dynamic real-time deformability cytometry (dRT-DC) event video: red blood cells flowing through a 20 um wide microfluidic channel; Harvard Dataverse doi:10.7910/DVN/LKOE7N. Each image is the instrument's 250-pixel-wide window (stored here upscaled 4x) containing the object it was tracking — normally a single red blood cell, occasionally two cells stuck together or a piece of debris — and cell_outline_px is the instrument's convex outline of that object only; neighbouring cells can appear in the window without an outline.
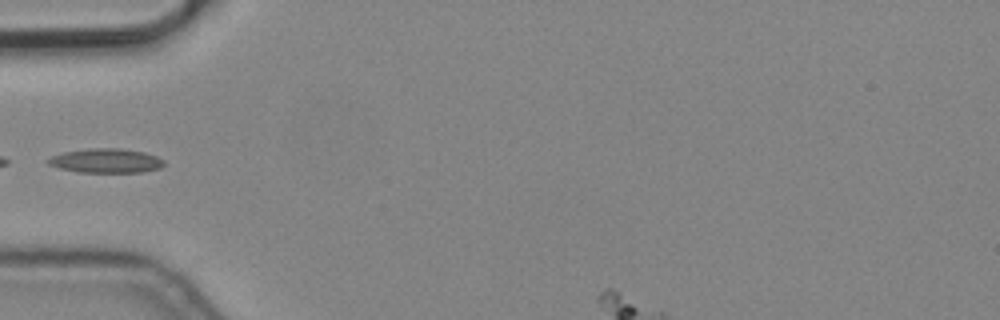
{"species": "common noctule bat (a hibernating species)", "species_latin": "Nyctalus noctula", "temperature_condition": "cold", "stored_images_in_passage": 4, "camera_frame_rate_fps": 3000, "um_per_image_px": 0.085, "animal": {"sex": "male", "body_mass_g": 19.2, "forearm_length_mm": 51.8}, "frame": {"image": 1, "passage_image": 3, "time_ms": 0.667, "image_size_px": [1000, 320], "cell_outline_px": [[164, 164], [160, 168], [140, 172], [80, 172], [60, 168], [48, 164], [44, 160], [52, 156], [64, 152], [88, 148], [120, 148], [144, 152], [156, 156], [164, 160]], "centroid_in_image_um": [8.99, 13.65], "position_along_channel_um": 76.0, "area_um2": 16.36}}
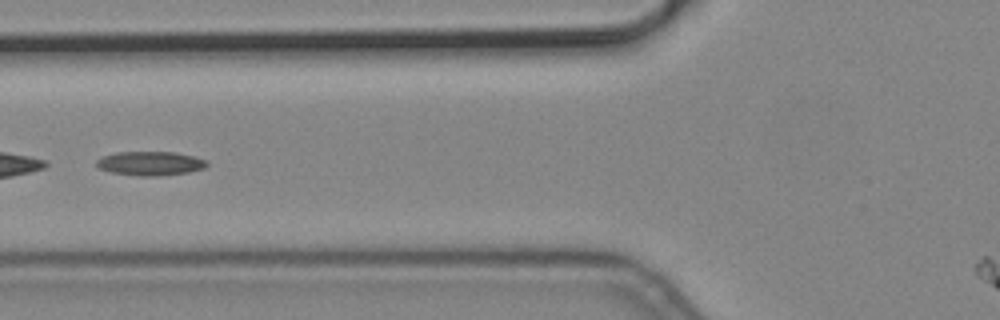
{"frame": {"image": 2, "passage_image": 4, "time_ms": 1.0, "image_size_px": [1000, 320], "cell_outline_px": [[208, 164], [204, 168], [188, 172], [160, 176], [140, 176], [112, 172], [96, 168], [96, 160], [104, 156], [116, 152], [176, 152], [208, 160]], "centroid_in_image_um": [12.77, 13.89], "position_along_channel_um": 113.0, "area_um2": 15.49}}